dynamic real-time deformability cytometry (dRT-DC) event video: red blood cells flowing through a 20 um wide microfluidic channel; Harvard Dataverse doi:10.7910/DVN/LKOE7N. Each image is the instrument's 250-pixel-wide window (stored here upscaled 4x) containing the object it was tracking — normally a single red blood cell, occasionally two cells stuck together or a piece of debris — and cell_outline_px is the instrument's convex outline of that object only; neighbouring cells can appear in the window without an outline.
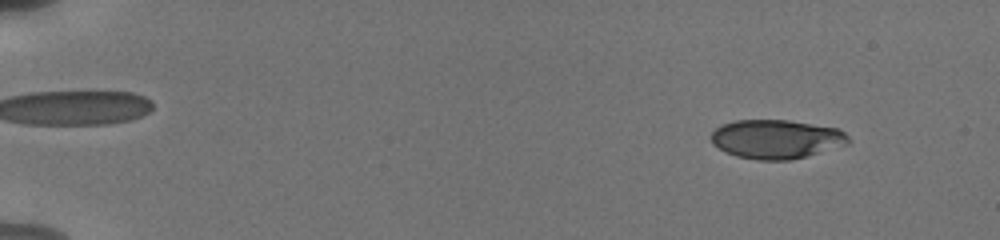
{"species": "human", "species_latin": "Homo sapiens", "temperature_condition": "cold", "stored_images_in_passage": 55, "camera_frame_rate_fps": 3000, "um_per_image_px": 0.085, "donor": {"sex": "male"}, "frame": {"image": 1, "passage_image": 6, "time_ms": 1.667, "image_size_px": [1000, 240], "cell_outline_px": [[852, 140], [848, 144], [804, 156], [788, 160], [756, 160], [736, 156], [724, 152], [712, 144], [708, 136], [720, 124], [736, 120], [788, 120], [840, 128]], "centroid_in_image_um": [65.94, 11.81], "position_along_channel_um": 19.1, "area_um2": 31.44}}
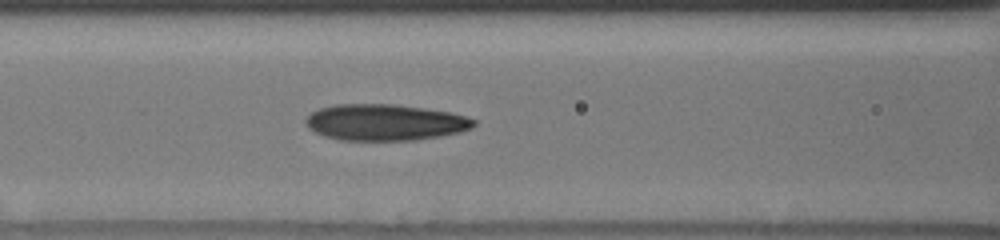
{"frame": {"image": 2, "passage_image": 26, "time_ms": 8.333, "image_size_px": [1000, 240], "cell_outline_px": [[476, 124], [472, 128], [460, 132], [416, 140], [340, 140], [324, 136], [308, 128], [304, 120], [312, 112], [320, 108], [336, 104], [396, 104], [452, 112], [476, 120]], "centroid_in_image_um": [32.73, 10.39], "position_along_channel_um": 133.9, "area_um2": 35.6}}
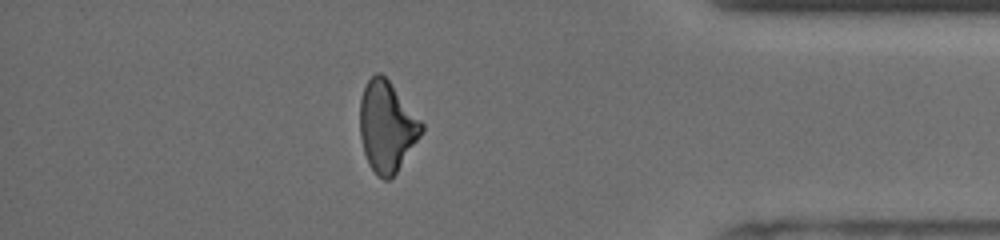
{"frame": {"image": 3, "passage_image": 49, "time_ms": 16.0, "image_size_px": [1000, 240], "cell_outline_px": [[424, 128], [420, 136], [396, 172], [388, 180], [384, 180], [368, 164], [364, 152], [360, 136], [360, 100], [364, 88], [368, 80], [376, 72], [380, 72], [388, 80], [424, 124]], "centroid_in_image_um": [32.87, 10.74], "position_along_channel_um": 402.3, "area_um2": 31.96}, "authors_computed_cell_mechanics": {"area_um2": 33.4662, "velocity_mm_per_s": 3.8196, "shape_relaxation_time_tau1_ms": 6.7063, "shape_relaxation_time_tau2_ms": 4.4784, "deformation_change_tau1": 0.1634, "deformation_change_tau2": 0.1313}}